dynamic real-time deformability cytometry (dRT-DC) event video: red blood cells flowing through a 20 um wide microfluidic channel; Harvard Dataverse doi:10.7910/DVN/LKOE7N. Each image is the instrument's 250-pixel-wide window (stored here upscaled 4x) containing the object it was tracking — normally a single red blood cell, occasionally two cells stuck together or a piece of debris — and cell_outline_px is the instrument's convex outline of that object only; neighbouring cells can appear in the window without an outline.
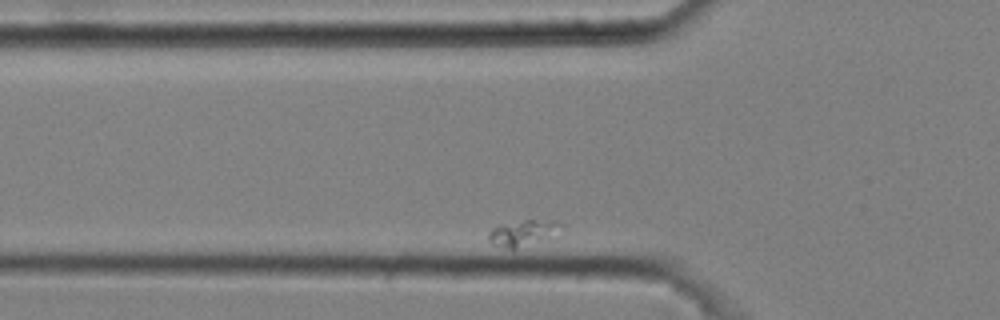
{"species": "common noctule bat (a hibernating species)", "species_latin": "Nyctalus noctula", "temperature_condition": "cold", "stored_images_in_passage": 7, "camera_frame_rate_fps": 3000, "um_per_image_px": 0.085, "animal": {"sex": "male", "body_mass_g": 20.4}, "frame": {"image": 1, "passage_image": 2, "time_ms": 0.333, "image_size_px": [1000, 320], "cell_outline_px": [[560, 224], [548, 236], [512, 248], [508, 248], [492, 244], [488, 240], [488, 232], [496, 224], [524, 220], [556, 220]], "centroid_in_image_um": [44.26, 19.74], "position_along_channel_um": 81.5, "area_um2": 10.12}}
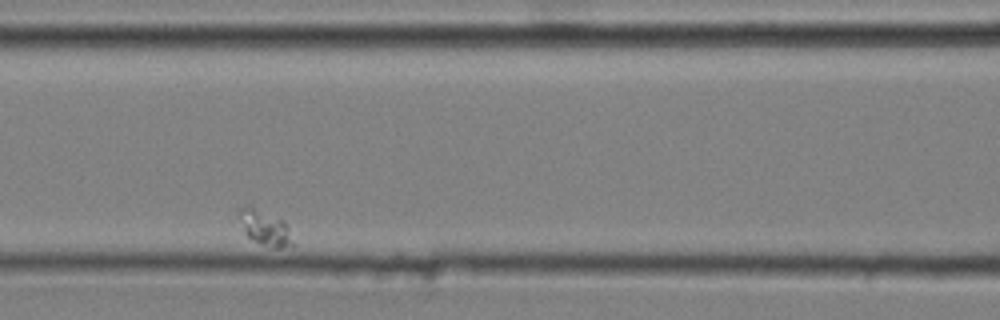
{"frame": {"image": 2, "passage_image": 4, "time_ms": 1.0, "image_size_px": [1000, 320], "cell_outline_px": [[292, 244], [280, 248], [272, 248], [248, 236], [244, 232], [236, 212], [240, 208], [248, 204], [284, 220], [288, 224]], "centroid_in_image_um": [22.47, 19.3], "position_along_channel_um": 144.1, "area_um2": 10.92}}
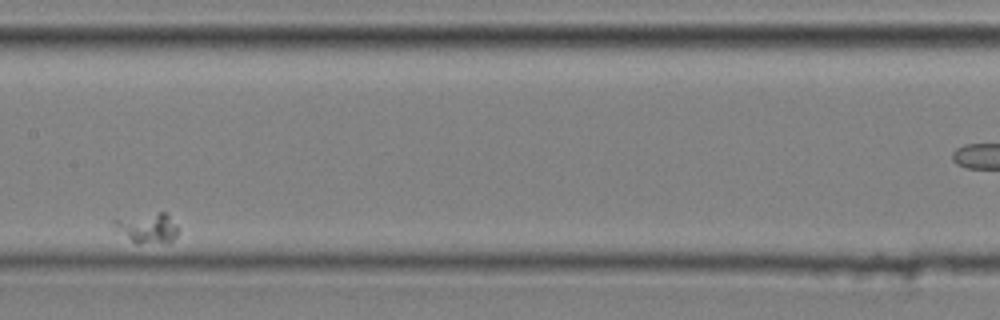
{"frame": {"image": 3, "passage_image": 6, "time_ms": 1.667, "image_size_px": [1000, 320], "cell_outline_px": [[180, 228], [176, 236], [168, 244], [136, 244], [116, 232], [112, 228], [112, 220], [160, 212], [164, 212]], "centroid_in_image_um": [12.51, 19.44], "position_along_channel_um": 194.9, "area_um2": 11.56}}